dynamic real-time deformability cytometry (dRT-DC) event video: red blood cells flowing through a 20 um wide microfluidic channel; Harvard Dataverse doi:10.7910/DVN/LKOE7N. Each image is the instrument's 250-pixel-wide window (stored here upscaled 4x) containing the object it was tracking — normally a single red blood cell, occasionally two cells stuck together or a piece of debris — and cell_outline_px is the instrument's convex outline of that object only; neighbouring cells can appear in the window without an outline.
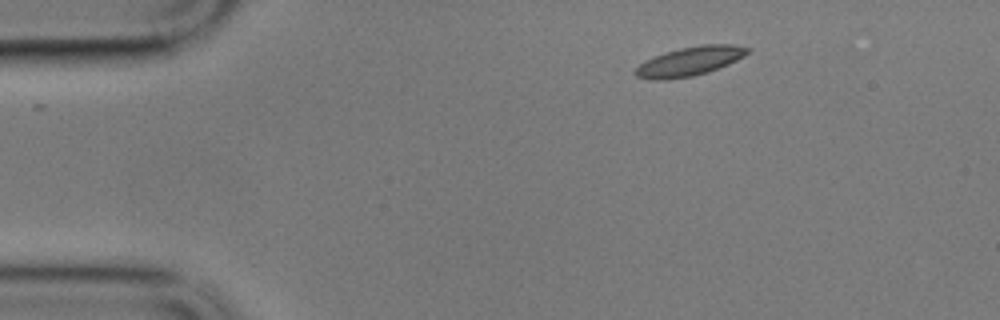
{"species": "common noctule bat (a hibernating species)", "species_latin": "Nyctalus noctula", "temperature_condition": "cold", "stored_images_in_passage": 51, "camera_frame_rate_fps": 3000, "um_per_image_px": 0.085, "animal": {"sex": "male", "body_mass_g": 17.9}, "frame": {"image": 1, "passage_image": 1, "time_ms": 0.0, "image_size_px": [1000, 320], "cell_outline_px": [[752, 48], [744, 56], [728, 64], [708, 72], [692, 76], [664, 80], [652, 80], [636, 76], [632, 72], [644, 60], [664, 52], [680, 48], [700, 44], [732, 44]], "centroid_in_image_um": [58.6, 5.2], "position_along_channel_um": 26.4, "area_um2": 19.13}}
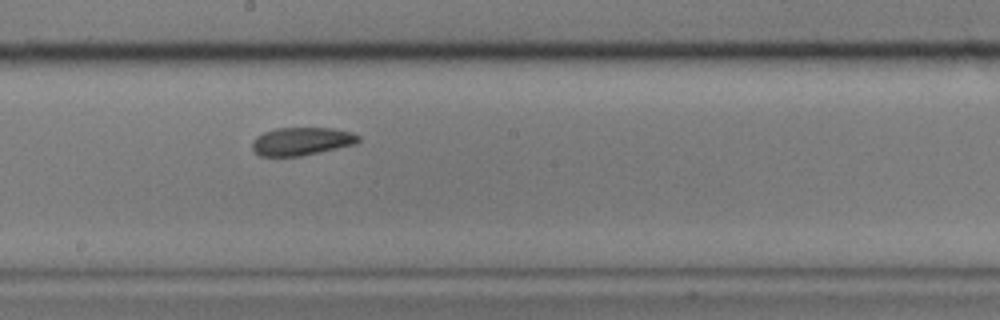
{"frame": {"image": 2, "passage_image": 24, "time_ms": 7.667, "image_size_px": [1000, 320], "cell_outline_px": [[360, 140], [356, 144], [304, 156], [260, 156], [252, 148], [252, 140], [256, 136], [264, 132], [276, 128], [332, 128], [352, 132], [360, 136]], "centroid_in_image_um": [25.65, 12.01], "position_along_channel_um": 222.5, "area_um2": 17.51}}
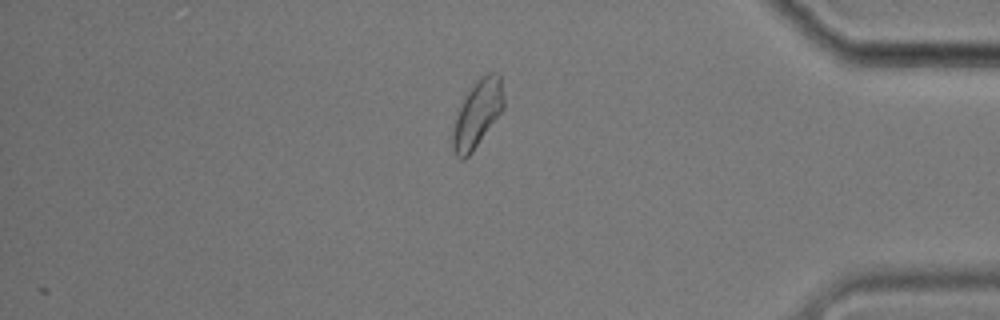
{"frame": {"image": 3, "passage_image": 42, "time_ms": 13.667, "image_size_px": [1000, 320], "cell_outline_px": [[504, 108], [472, 152], [464, 160], [460, 160], [456, 156], [452, 148], [452, 132], [456, 116], [460, 104], [464, 96], [476, 80], [484, 72], [500, 72], [504, 96]], "centroid_in_image_um": [40.58, 9.63], "position_along_channel_um": 394.6, "area_um2": 20.23}, "authors_computed_cell_mechanics": {"area_um2": 18.7272, "velocity_mm_per_s": 3.3595, "shape_relaxation_time_tau1_ms": null, "shape_relaxation_time_tau2_ms": 3.6302, "deformation_change_tau1": null, "deformation_change_tau2": 0.0852}}